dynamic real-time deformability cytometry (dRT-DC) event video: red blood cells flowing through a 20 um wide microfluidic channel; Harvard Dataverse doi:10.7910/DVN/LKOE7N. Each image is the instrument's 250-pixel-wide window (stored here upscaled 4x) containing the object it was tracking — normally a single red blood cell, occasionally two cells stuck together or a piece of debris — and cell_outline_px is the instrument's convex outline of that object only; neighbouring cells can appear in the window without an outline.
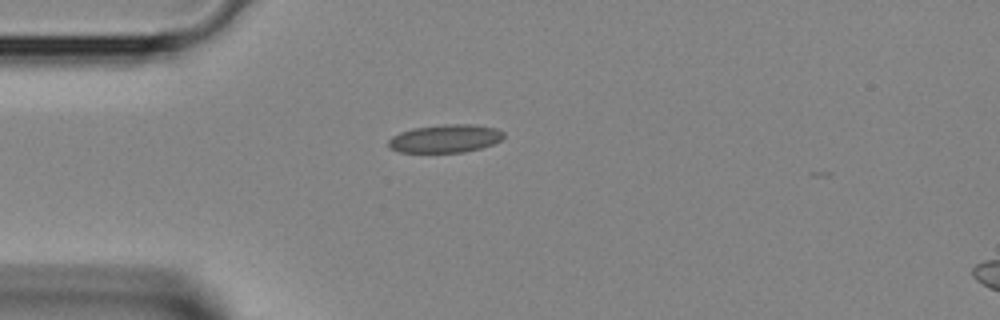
{"species": "Egyptian fruit bat (a non-hibernating species)", "species_latin": "Rousettus aegyptiacus", "temperature_condition": "room temperature", "stored_images_in_passage": 2, "camera_frame_rate_fps": 3000, "um_per_image_px": 0.085, "animal": {"sex": "female"}, "frame": {"image": 1, "passage_image": 2, "time_ms": 0.333, "image_size_px": [1000, 320], "cell_outline_px": [[504, 136], [500, 140], [492, 144], [480, 148], [464, 152], [400, 152], [388, 148], [388, 140], [392, 136], [400, 132], [412, 128], [448, 124], [472, 124], [496, 128], [504, 132]], "centroid_in_image_um": [37.82, 11.77], "position_along_channel_um": 47.2, "area_um2": 18.84}}